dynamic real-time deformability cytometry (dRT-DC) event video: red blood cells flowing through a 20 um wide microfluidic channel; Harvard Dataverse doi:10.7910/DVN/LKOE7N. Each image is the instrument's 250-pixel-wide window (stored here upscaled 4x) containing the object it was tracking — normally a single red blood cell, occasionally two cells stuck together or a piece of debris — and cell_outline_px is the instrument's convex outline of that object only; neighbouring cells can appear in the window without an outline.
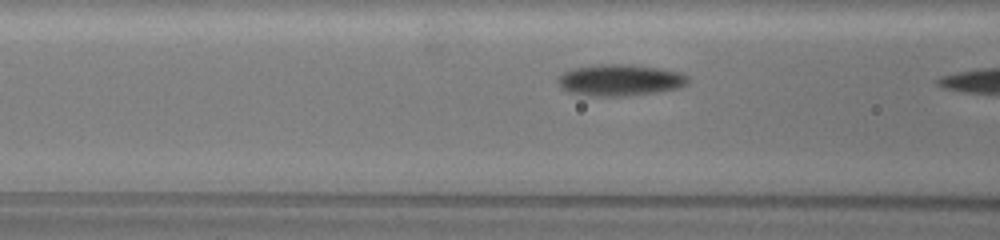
{"species": "common noctule bat (a hibernating species)", "species_latin": "Nyctalus noctula", "temperature_condition": "warm", "stored_images_in_passage": 8, "camera_frame_rate_fps": 3000, "um_per_image_px": 0.085, "animal": {"sex": "female", "body_mass_g": 19.5, "forearm_length_mm": 54.1}, "frame": {"image": 1, "passage_image": 7, "time_ms": 2.0, "image_size_px": [1000, 240], "cell_outline_px": [[688, 80], [684, 84], [676, 88], [656, 92], [628, 96], [588, 96], [568, 92], [560, 84], [560, 76], [564, 72], [576, 68], [600, 64], [624, 64], [656, 68], [676, 72], [688, 76]], "centroid_in_image_um": [52.68, 6.82], "position_along_channel_um": 113.9, "area_um2": 23.24}}